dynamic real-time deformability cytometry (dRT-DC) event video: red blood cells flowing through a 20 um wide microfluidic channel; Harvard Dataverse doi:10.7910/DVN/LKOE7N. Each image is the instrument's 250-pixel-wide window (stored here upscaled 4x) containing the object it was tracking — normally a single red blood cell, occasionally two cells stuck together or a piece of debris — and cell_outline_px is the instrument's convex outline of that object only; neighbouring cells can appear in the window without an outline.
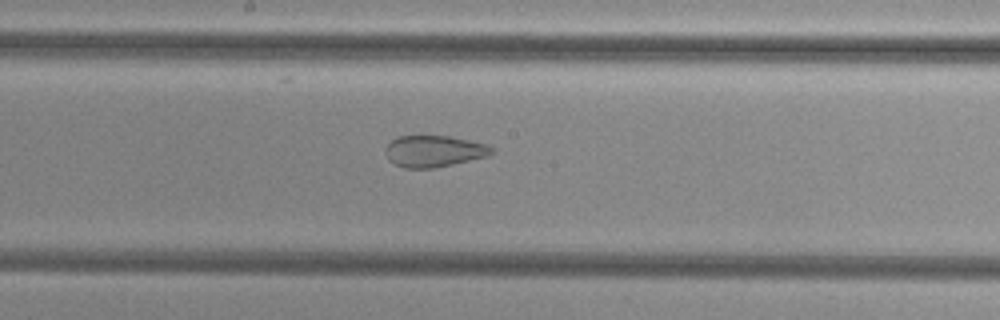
{"species": "common noctule bat (a hibernating species)", "species_latin": "Nyctalus noctula", "temperature_condition": "cold", "stored_images_in_passage": 41, "camera_frame_rate_fps": 3000, "um_per_image_px": 0.085, "animal": {"sex": "female", "body_mass_g": 29.2, "forearm_length_mm": 56.3}, "frame": {"image": 1, "passage_image": 17, "time_ms": 5.333, "image_size_px": [1000, 320], "cell_outline_px": [[496, 152], [488, 156], [452, 164], [432, 168], [404, 168], [388, 160], [384, 152], [384, 148], [396, 136], [448, 136], [488, 144], [496, 148]], "centroid_in_image_um": [36.9, 12.85], "position_along_channel_um": 211.3, "area_um2": 19.65}}
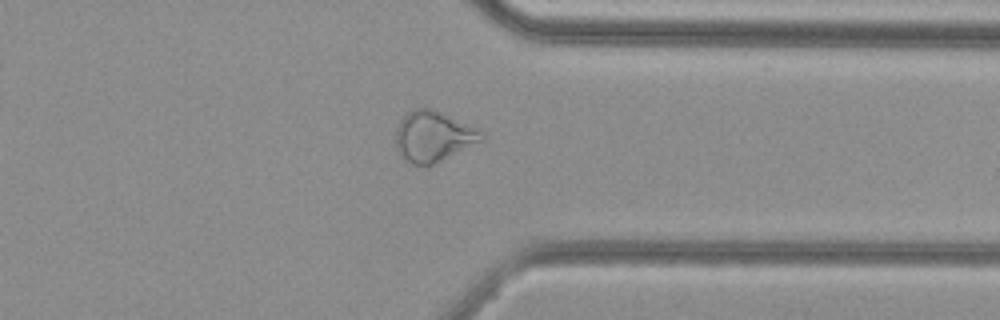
{"frame": {"image": 2, "passage_image": 30, "time_ms": 9.667, "image_size_px": [1000, 320], "cell_outline_px": [[484, 140], [432, 164], [412, 164], [404, 160], [400, 156], [396, 148], [396, 128], [400, 120], [408, 112], [416, 108], [432, 108], [476, 128], [484, 136]], "centroid_in_image_um": [36.79, 11.59], "position_along_channel_um": 374.6, "area_um2": 24.85}}
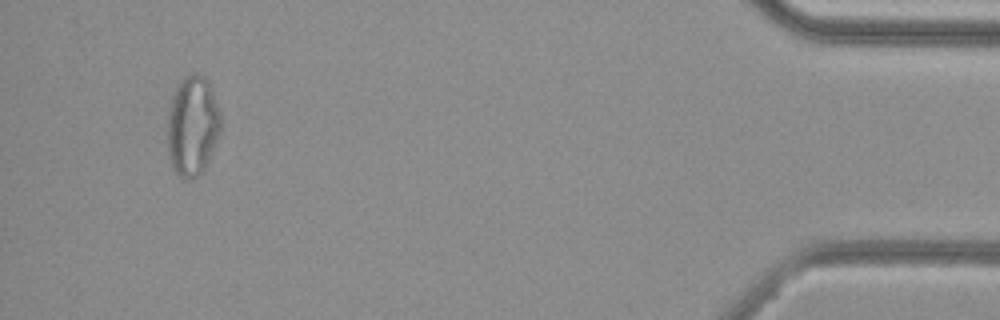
{"frame": {"image": 3, "passage_image": 39, "time_ms": 12.667, "image_size_px": [1000, 320], "cell_outline_px": [[220, 132], [208, 160], [200, 176], [192, 180], [180, 180], [172, 168], [168, 156], [168, 108], [172, 96], [176, 88], [184, 76], [192, 72], [196, 72], [204, 76], [208, 80], [220, 112]], "centroid_in_image_um": [16.34, 10.73], "position_along_channel_um": 418.9, "area_um2": 31.44}}